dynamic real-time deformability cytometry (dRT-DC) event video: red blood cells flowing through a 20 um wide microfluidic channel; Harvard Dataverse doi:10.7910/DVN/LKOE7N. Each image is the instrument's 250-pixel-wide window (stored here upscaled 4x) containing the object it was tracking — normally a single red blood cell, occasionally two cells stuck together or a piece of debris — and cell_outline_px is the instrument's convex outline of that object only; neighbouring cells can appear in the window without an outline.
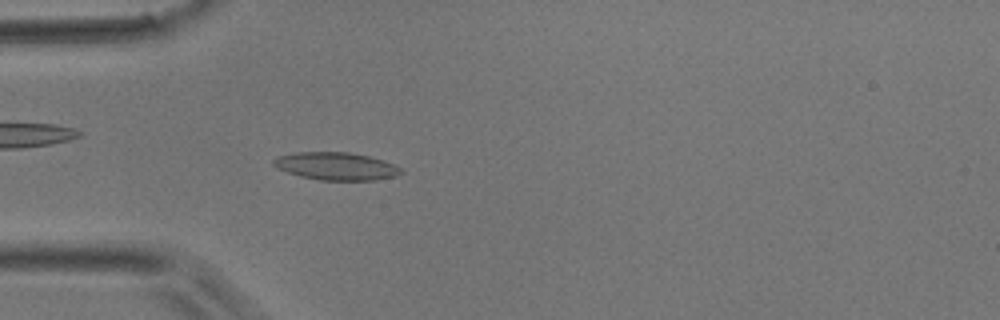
{"species": "common noctule bat (a hibernating species)", "species_latin": "Nyctalus noctula", "temperature_condition": "room temperature", "stored_images_in_passage": 45, "camera_frame_rate_fps": 3000, "um_per_image_px": 0.085, "animal": {"sex": "male", "body_mass_g": 17.9}, "frame": {"image": 1, "passage_image": 13, "time_ms": 4.0, "image_size_px": [1000, 320], "cell_outline_px": [[404, 172], [396, 176], [376, 180], [320, 180], [300, 176], [276, 168], [272, 164], [272, 160], [276, 156], [296, 152], [348, 152], [368, 156], [392, 164], [400, 168]], "centroid_in_image_um": [28.52, 14.12], "position_along_channel_um": 56.5, "area_um2": 20.52}}
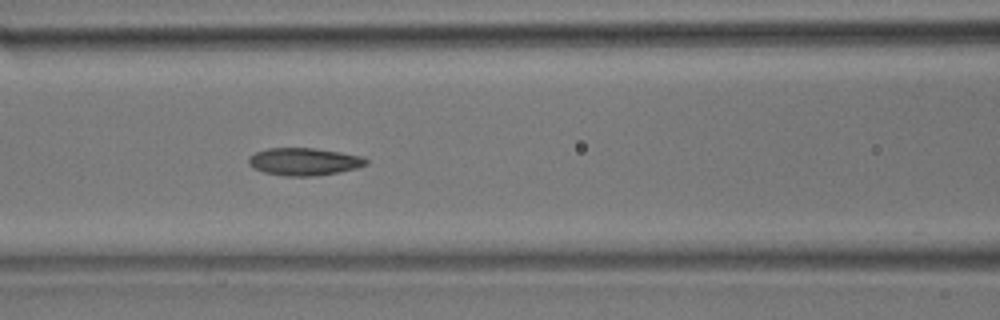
{"frame": {"image": 2, "passage_image": 19, "time_ms": 6.0, "image_size_px": [1000, 320], "cell_outline_px": [[368, 164], [356, 168], [340, 172], [312, 176], [284, 176], [264, 172], [252, 168], [248, 164], [248, 156], [256, 152], [268, 148], [316, 148], [364, 156], [368, 160]], "centroid_in_image_um": [25.84, 13.73], "position_along_channel_um": 140.8, "area_um2": 19.02}}
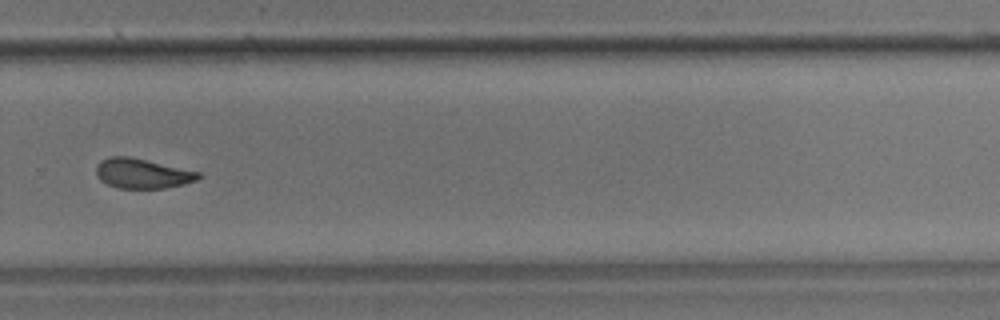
{"frame": {"image": 3, "passage_image": 31, "time_ms": 10.0, "image_size_px": [1000, 320], "cell_outline_px": [[200, 176], [196, 180], [184, 184], [164, 188], [120, 188], [108, 184], [100, 180], [96, 176], [96, 164], [100, 160], [108, 156], [128, 156], [200, 172]], "centroid_in_image_um": [12.04, 14.74], "position_along_channel_um": 317.8, "area_um2": 17.69}}